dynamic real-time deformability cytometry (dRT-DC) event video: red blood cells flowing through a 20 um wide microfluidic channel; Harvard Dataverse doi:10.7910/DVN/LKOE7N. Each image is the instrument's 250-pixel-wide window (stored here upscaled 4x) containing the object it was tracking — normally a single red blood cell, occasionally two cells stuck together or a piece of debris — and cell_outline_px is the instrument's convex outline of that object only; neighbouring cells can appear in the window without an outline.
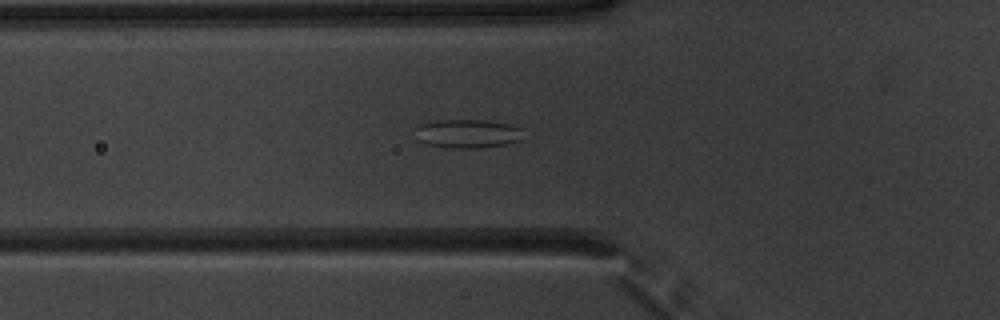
{"species": "common noctule bat (a hibernating species)", "species_latin": "Nyctalus noctula", "temperature_condition": "warm", "stored_images_in_passage": 53, "segment_of_instrument_passage": [1, 2], "camera_frame_rate_fps": 3000, "um_per_image_px": 0.085, "animal": {"sex": "male", "body_mass_g": 20.1, "forearm_length_mm": 53.5}, "frame": {"image": 1, "passage_image": 19, "time_ms": 6.0, "image_size_px": [1000, 320], "cell_outline_px": [[524, 128], [520, 140], [504, 144], [476, 148], [448, 148], [428, 144], [416, 140], [416, 128], [420, 124], [436, 120], [484, 120], [512, 124]], "centroid_in_image_um": [39.74, 11.35], "position_along_channel_um": 86.1, "area_um2": 18.21}}
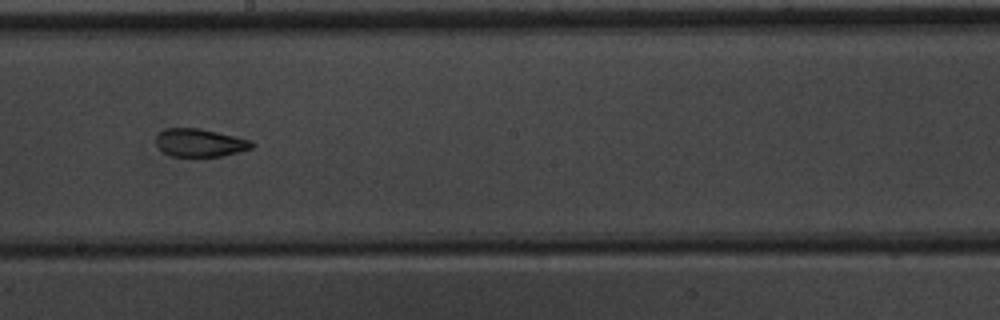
{"frame": {"image": 2, "passage_image": 30, "time_ms": 9.667, "image_size_px": [1000, 320], "cell_outline_px": [[256, 144], [252, 148], [240, 152], [220, 156], [172, 156], [164, 152], [156, 144], [156, 136], [164, 128], [200, 128], [236, 136], [252, 140]], "centroid_in_image_um": [17.03, 12.12], "position_along_channel_um": 231.2, "area_um2": 15.72}}
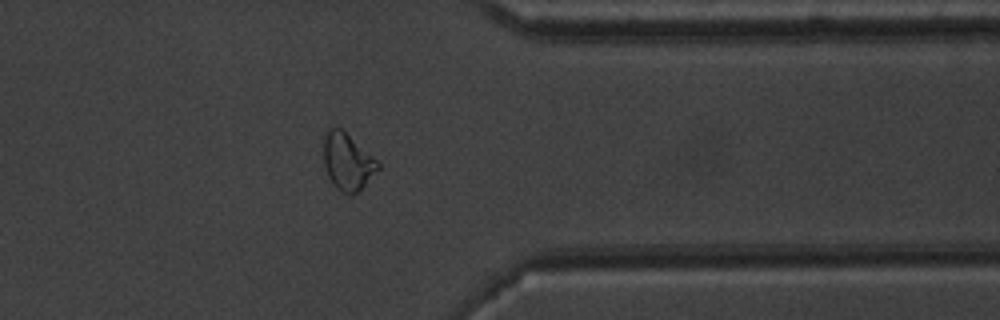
{"frame": {"image": 3, "passage_image": 42, "time_ms": 13.667, "image_size_px": [1000, 320], "cell_outline_px": [[380, 168], [356, 192], [344, 192], [336, 188], [328, 176], [324, 164], [324, 136], [328, 128], [340, 128], [372, 156], [380, 164]], "centroid_in_image_um": [29.51, 13.72], "position_along_channel_um": 381.9, "area_um2": 17.28}}